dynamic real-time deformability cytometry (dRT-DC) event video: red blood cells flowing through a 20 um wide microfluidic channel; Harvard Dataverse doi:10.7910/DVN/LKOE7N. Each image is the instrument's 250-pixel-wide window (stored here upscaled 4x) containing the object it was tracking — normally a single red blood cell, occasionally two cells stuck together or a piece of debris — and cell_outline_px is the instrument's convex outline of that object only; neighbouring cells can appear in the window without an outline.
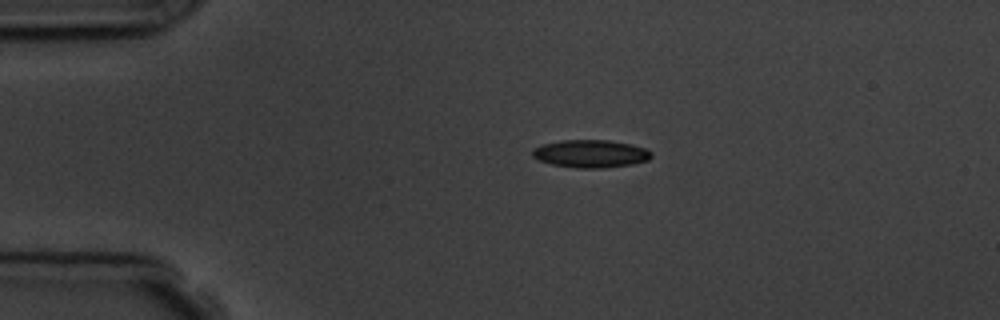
{"species": "common noctule bat (a hibernating species)", "species_latin": "Nyctalus noctula", "temperature_condition": "room temperature", "stored_images_in_passage": 2, "camera_frame_rate_fps": 3000, "um_per_image_px": 0.085, "animal": {"sex": "male", "body_mass_g": 19.5, "forearm_length_mm": 54.6}, "frame": {"image": 1, "passage_image": 1, "time_ms": 0.0, "image_size_px": [1000, 320], "cell_outline_px": [[652, 156], [648, 160], [632, 164], [604, 168], [576, 168], [552, 164], [540, 160], [532, 156], [532, 148], [544, 144], [560, 140], [608, 140], [632, 144], [644, 148], [652, 152]], "centroid_in_image_um": [50.21, 13.06], "position_along_channel_um": 34.8, "area_um2": 19.25}}